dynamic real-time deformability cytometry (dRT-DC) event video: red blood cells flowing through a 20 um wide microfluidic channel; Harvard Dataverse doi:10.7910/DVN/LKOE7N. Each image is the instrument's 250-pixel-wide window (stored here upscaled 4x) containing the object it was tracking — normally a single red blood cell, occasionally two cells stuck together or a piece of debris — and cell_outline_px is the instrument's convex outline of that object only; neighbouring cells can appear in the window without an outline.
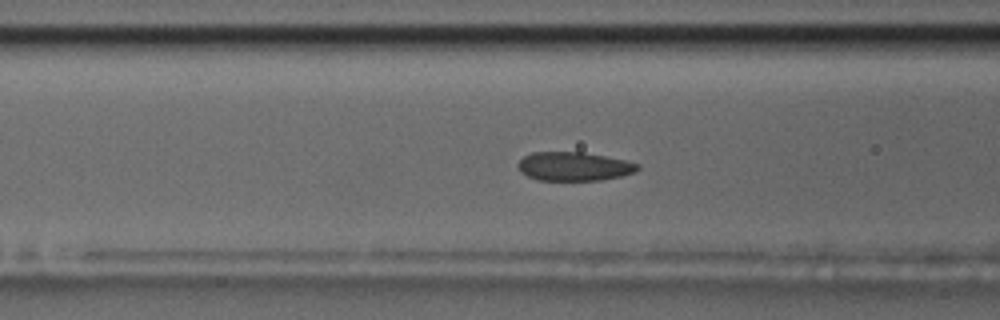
{"species": "common noctule bat (a hibernating species)", "species_latin": "Nyctalus noctula", "temperature_condition": "room temperature", "stored_images_in_passage": 55, "camera_frame_rate_fps": 3000, "um_per_image_px": 0.085, "animal": {"sex": "male", "body_mass_g": 17.5, "forearm_length_mm": 52.3}, "frame": {"image": 1, "passage_image": 20, "time_ms": 6.333, "image_size_px": [1000, 320], "cell_outline_px": [[640, 168], [636, 172], [620, 176], [600, 180], [536, 180], [520, 172], [516, 164], [524, 156], [532, 152], [584, 152], [624, 160], [640, 164]], "centroid_in_image_um": [48.77, 14.14], "position_along_channel_um": 117.8, "area_um2": 20.11}}
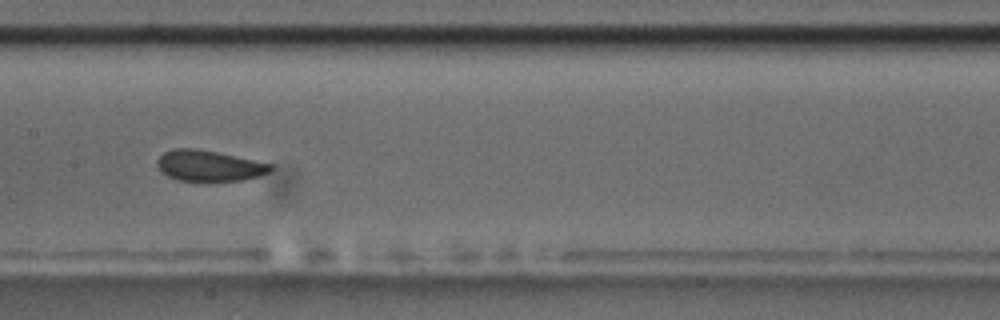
{"frame": {"image": 2, "passage_image": 26, "time_ms": 8.333, "image_size_px": [1000, 320], "cell_outline_px": [[272, 168], [268, 172], [244, 180], [176, 180], [160, 172], [156, 164], [156, 160], [164, 152], [172, 148], [196, 148], [216, 152], [272, 164]], "centroid_in_image_um": [17.69, 14.07], "position_along_channel_um": 189.7, "area_um2": 20.11}}
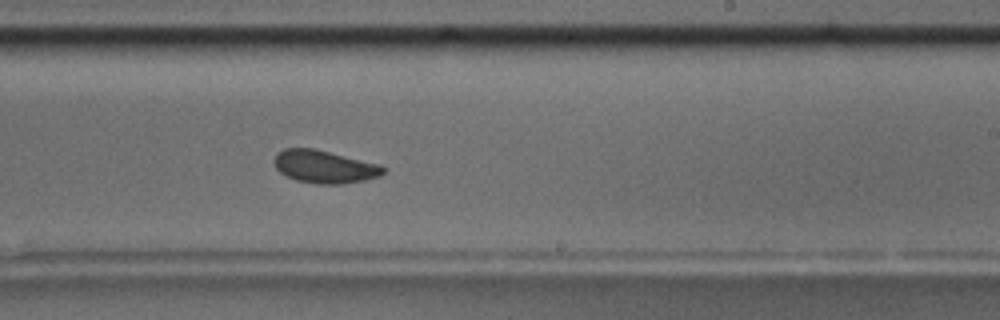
{"frame": {"image": 3, "passage_image": 32, "time_ms": 10.333, "image_size_px": [1000, 320], "cell_outline_px": [[388, 172], [380, 176], [364, 180], [340, 184], [320, 184], [296, 180], [284, 176], [276, 168], [272, 160], [276, 152], [284, 148], [312, 148], [380, 164], [388, 168]], "centroid_in_image_um": [27.58, 14.17], "position_along_channel_um": 261.4, "area_um2": 21.1}, "authors_computed_cell_mechanics": {"area_um2": 20.9814, "velocity_mm_per_s": 3.6055, "shape_relaxation_time_tau1_ms": null, "shape_relaxation_time_tau2_ms": 3.2699, "deformation_change_tau1": null, "deformation_change_tau2": 0.0693}}